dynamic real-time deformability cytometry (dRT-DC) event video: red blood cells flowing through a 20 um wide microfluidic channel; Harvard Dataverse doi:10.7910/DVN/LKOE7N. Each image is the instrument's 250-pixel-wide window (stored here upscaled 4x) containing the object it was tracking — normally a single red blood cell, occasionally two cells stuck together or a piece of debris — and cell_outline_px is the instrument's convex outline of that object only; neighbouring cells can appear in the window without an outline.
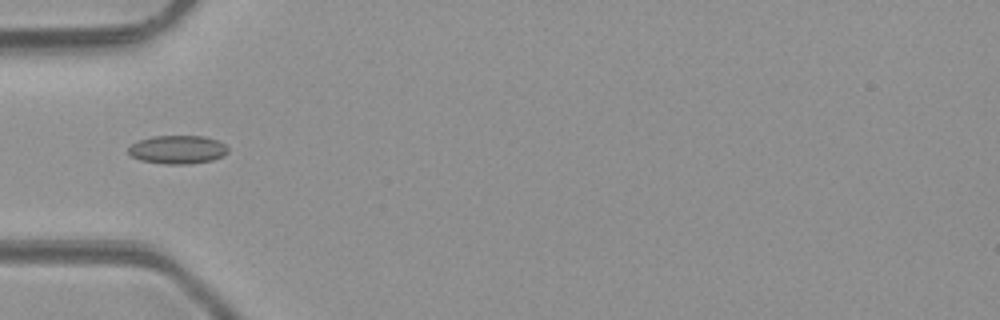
{"species": "common noctule bat (a hibernating species)", "species_latin": "Nyctalus noctula", "temperature_condition": "room temperature", "stored_images_in_passage": 6, "camera_frame_rate_fps": 3000, "um_per_image_px": 0.085, "animal": {"sex": "male", "body_mass_g": 23.1, "forearm_length_mm": 52.7}, "frame": {"image": 1, "passage_image": 5, "time_ms": 5.667, "image_size_px": [1000, 320], "cell_outline_px": [[228, 152], [224, 156], [212, 160], [188, 164], [164, 164], [140, 160], [132, 156], [128, 152], [128, 148], [132, 144], [140, 140], [152, 136], [204, 136], [216, 140], [224, 144], [228, 148]], "centroid_in_image_um": [15.1, 12.72], "position_along_channel_um": 69.9, "area_um2": 16.47}}
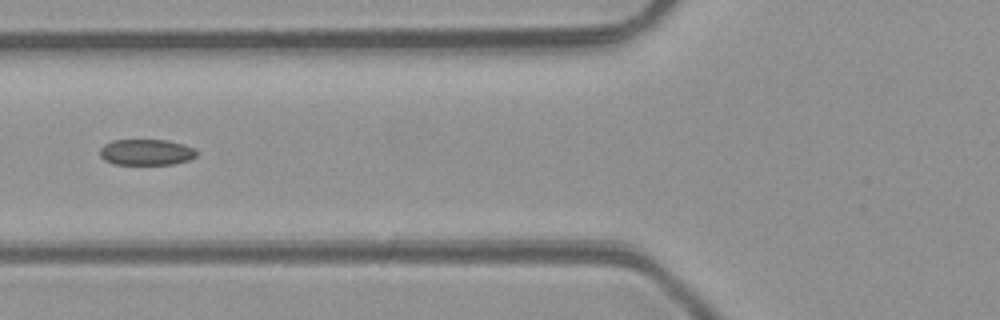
{"frame": {"image": 2, "passage_image": 6, "time_ms": 6.667, "image_size_px": [1000, 320], "cell_outline_px": [[196, 156], [188, 160], [172, 164], [112, 164], [104, 160], [100, 156], [100, 148], [104, 144], [112, 140], [164, 140], [184, 144], [196, 148]], "centroid_in_image_um": [12.41, 12.93], "position_along_channel_um": 113.4, "area_um2": 14.68}}